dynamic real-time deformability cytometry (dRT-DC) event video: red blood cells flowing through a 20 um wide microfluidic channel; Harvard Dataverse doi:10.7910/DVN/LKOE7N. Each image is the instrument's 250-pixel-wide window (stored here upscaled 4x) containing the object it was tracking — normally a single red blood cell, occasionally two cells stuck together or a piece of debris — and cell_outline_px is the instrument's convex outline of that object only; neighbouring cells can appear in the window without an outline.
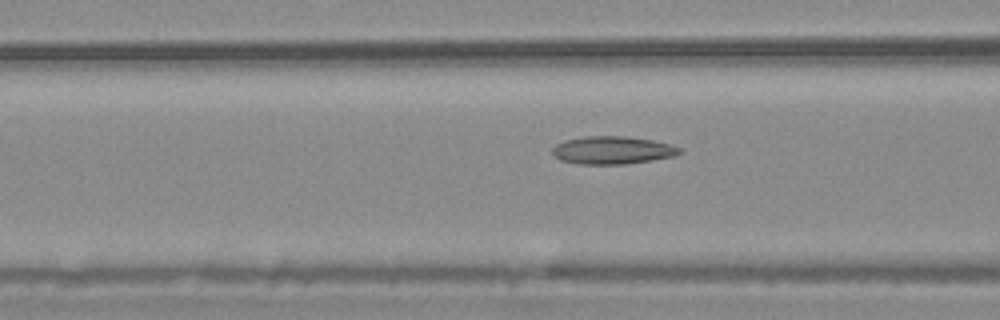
{"species": "common noctule bat (a hibernating species)", "species_latin": "Nyctalus noctula", "temperature_condition": "warm", "stored_images_in_passage": 51, "camera_frame_rate_fps": 3000, "um_per_image_px": 0.085, "animal": {"sex": "male", "body_mass_g": 20.4}, "frame": {"image": 1, "passage_image": 17, "time_ms": 5.333, "image_size_px": [1000, 320], "cell_outline_px": [[684, 152], [672, 156], [652, 160], [624, 164], [580, 164], [560, 160], [552, 156], [552, 148], [556, 144], [564, 140], [584, 136], [624, 136], [652, 140], [668, 144], [680, 148]], "centroid_in_image_um": [52.01, 12.76], "position_along_channel_um": 114.6, "area_um2": 20.63}}
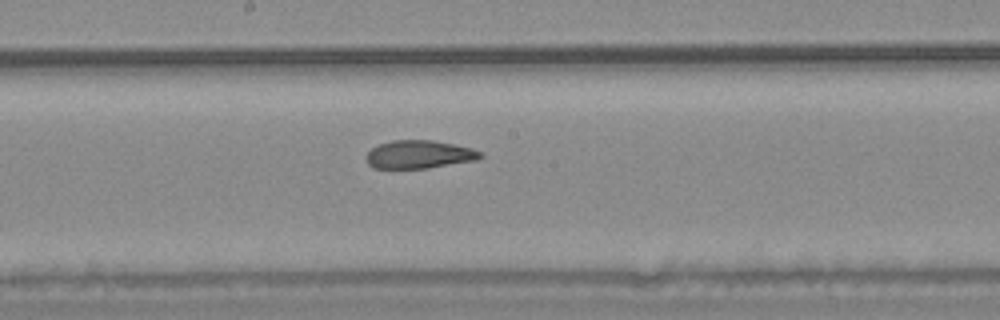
{"frame": {"image": 2, "passage_image": 25, "time_ms": 8.0, "image_size_px": [1000, 320], "cell_outline_px": [[484, 156], [476, 160], [428, 168], [372, 168], [364, 160], [364, 156], [372, 148], [380, 144], [392, 140], [432, 140], [456, 144], [472, 148], [484, 152]], "centroid_in_image_um": [35.64, 13.12], "position_along_channel_um": 212.6, "area_um2": 18.96}}
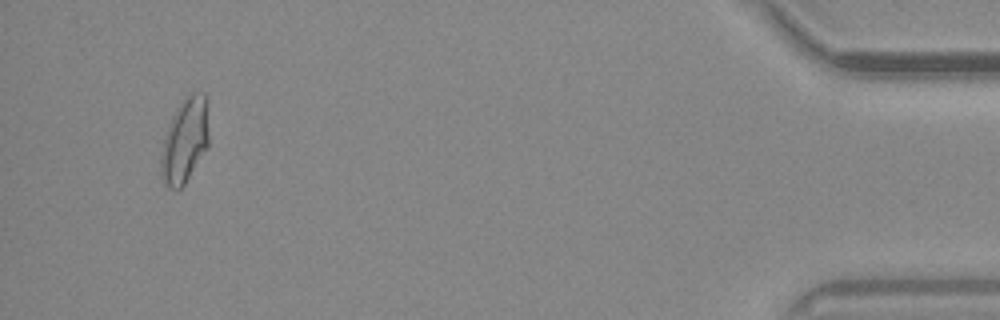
{"frame": {"image": 3, "passage_image": 48, "time_ms": 15.667, "image_size_px": [1000, 320], "cell_outline_px": [[208, 148], [184, 184], [176, 192], [168, 188], [164, 184], [160, 172], [160, 156], [164, 136], [172, 116], [176, 108], [192, 92], [204, 92], [208, 96]], "centroid_in_image_um": [15.72, 11.95], "position_along_channel_um": 419.5, "area_um2": 24.16}, "authors_computed_cell_mechanics": {"area_um2": 20.6346, "velocity_mm_per_s": 3.6749, "shape_relaxation_time_tau1_ms": null, "shape_relaxation_time_tau2_ms": 2.1726, "deformation_change_tau1": null, "deformation_change_tau2": 0.1012}}